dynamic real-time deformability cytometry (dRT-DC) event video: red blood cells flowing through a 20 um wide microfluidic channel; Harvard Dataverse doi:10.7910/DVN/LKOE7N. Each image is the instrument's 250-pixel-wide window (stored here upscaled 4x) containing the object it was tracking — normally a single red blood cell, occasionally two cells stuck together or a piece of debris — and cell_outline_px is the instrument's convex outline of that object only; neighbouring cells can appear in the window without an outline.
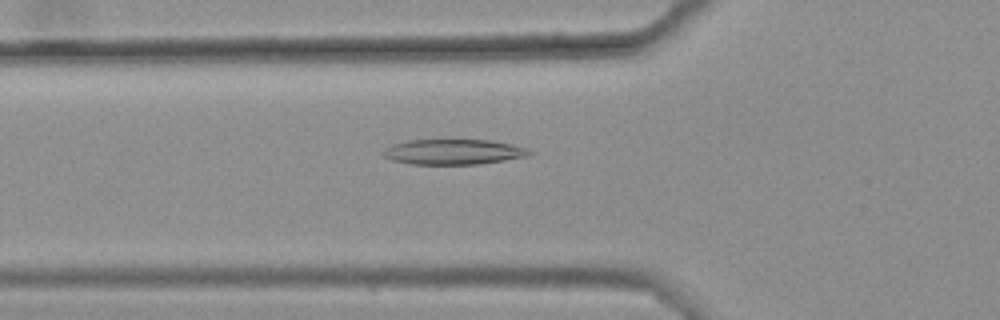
{"species": "common noctule bat (a hibernating species)", "species_latin": "Nyctalus noctula", "temperature_condition": "warm", "stored_images_in_passage": 44, "camera_frame_rate_fps": 3000, "um_per_image_px": 0.085, "animal": {"sex": "female", "body_mass_g": 25.1}, "frame": {"image": 1, "passage_image": 13, "time_ms": 4.0, "image_size_px": [1000, 320], "cell_outline_px": [[532, 152], [528, 156], [504, 160], [476, 164], [412, 164], [392, 160], [384, 156], [380, 152], [384, 148], [392, 144], [408, 140], [488, 140], [512, 144], [528, 148]], "centroid_in_image_um": [38.51, 12.9], "position_along_channel_um": 87.3, "area_um2": 21.5}}
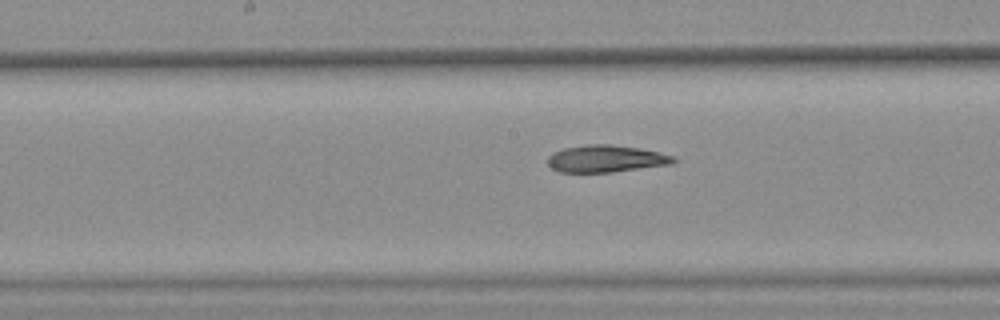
{"frame": {"image": 2, "passage_image": 22, "time_ms": 7.0, "image_size_px": [1000, 320], "cell_outline_px": [[676, 160], [672, 164], [612, 172], [560, 172], [552, 168], [548, 164], [548, 156], [552, 152], [564, 148], [588, 144], [612, 144], [640, 148], [676, 156]], "centroid_in_image_um": [51.51, 13.48], "position_along_channel_um": 196.7, "area_um2": 19.94}}
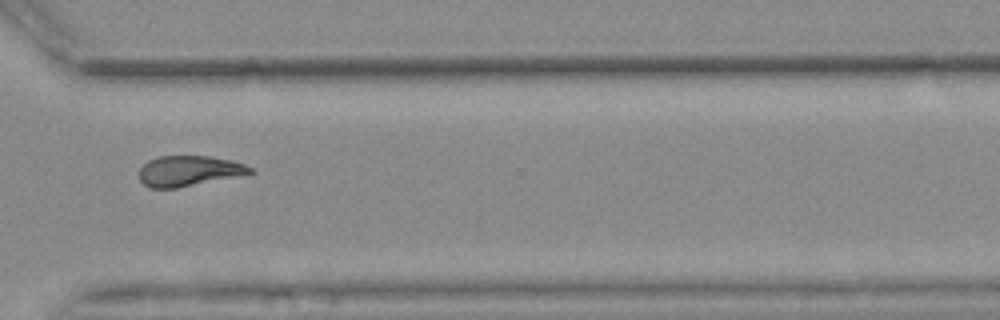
{"frame": {"image": 3, "passage_image": 35, "time_ms": 11.333, "image_size_px": [1000, 320], "cell_outline_px": [[256, 172], [176, 188], [148, 188], [140, 180], [140, 168], [148, 160], [160, 156], [208, 156], [228, 160], [244, 164], [252, 168]], "centroid_in_image_um": [16.02, 14.53], "position_along_channel_um": 354.6, "area_um2": 19.36}, "authors_computed_cell_mechanics": {"area_um2": 20.4034, "velocity_mm_per_s": 3.6345, "shape_relaxation_time_tau1_ms": null, "shape_relaxation_time_tau2_ms": 5.1455, "deformation_change_tau1": null, "deformation_change_tau2": 0.1376}}